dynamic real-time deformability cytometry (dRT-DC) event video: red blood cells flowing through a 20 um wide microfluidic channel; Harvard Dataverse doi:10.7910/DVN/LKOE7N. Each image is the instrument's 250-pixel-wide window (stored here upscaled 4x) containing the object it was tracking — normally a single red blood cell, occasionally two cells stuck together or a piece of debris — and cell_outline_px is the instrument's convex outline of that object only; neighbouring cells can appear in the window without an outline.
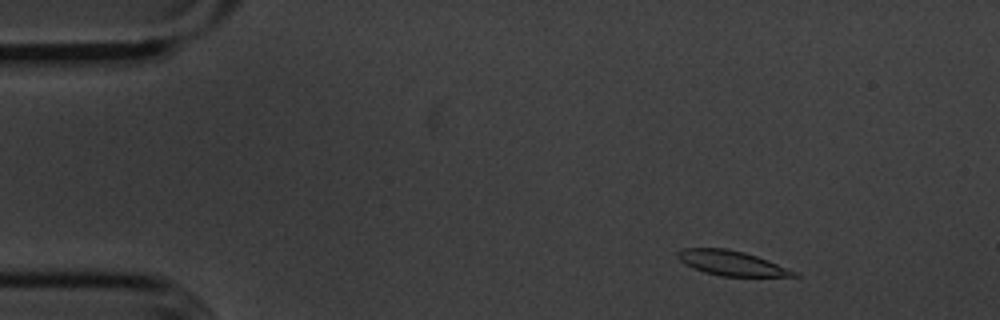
{"species": "common noctule bat (a hibernating species)", "species_latin": "Nyctalus noctula", "temperature_condition": "cold", "stored_images_in_passage": 53, "camera_frame_rate_fps": 3000, "um_per_image_px": 0.085, "animal": {"sex": "male", "body_mass_g": 20.1, "forearm_length_mm": 53.5}, "frame": {"image": 1, "passage_image": 5, "time_ms": 1.333, "image_size_px": [1000, 320], "cell_outline_px": [[800, 276], [720, 276], [704, 272], [692, 268], [684, 264], [676, 256], [676, 252], [684, 248], [724, 248], [744, 252], [768, 260], [796, 272]], "centroid_in_image_um": [62.11, 22.36], "position_along_channel_um": 22.9, "area_um2": 16.65}}
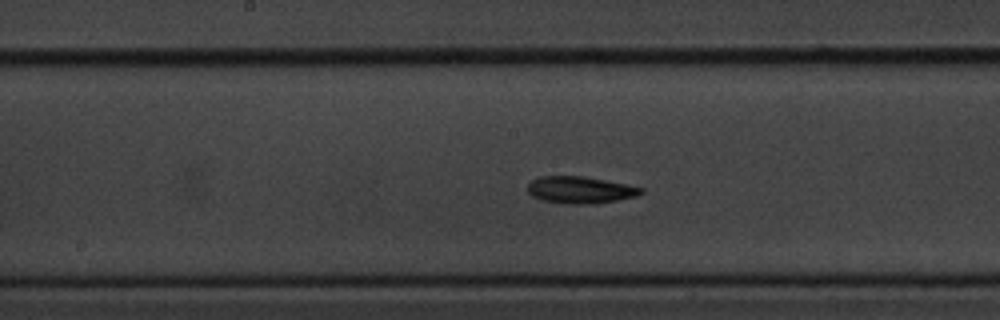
{"frame": {"image": 2, "passage_image": 26, "time_ms": 8.333, "image_size_px": [1000, 320], "cell_outline_px": [[644, 192], [636, 196], [616, 200], [588, 204], [564, 204], [540, 200], [532, 196], [528, 192], [528, 184], [532, 180], [540, 176], [584, 176], [644, 188]], "centroid_in_image_um": [49.28, 16.14], "position_along_channel_um": 198.9, "area_um2": 17.74}}
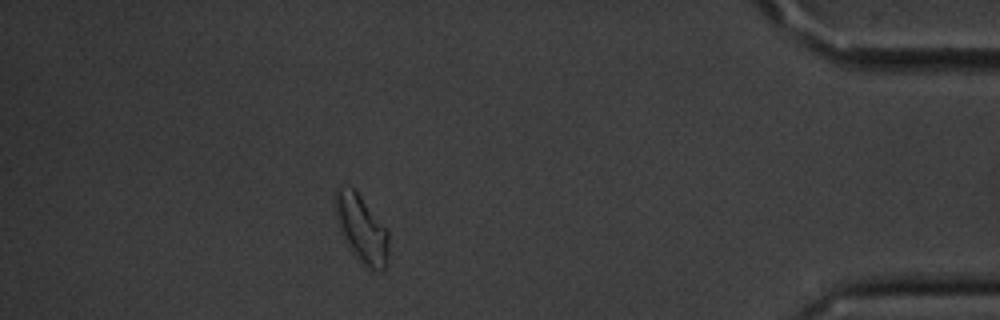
{"frame": {"image": 3, "passage_image": 47, "time_ms": 15.333, "image_size_px": [1000, 320], "cell_outline_px": [[388, 264], [380, 272], [368, 272], [364, 268], [352, 252], [340, 232], [332, 200], [336, 188], [340, 184], [348, 184], [360, 196], [388, 232]], "centroid_in_image_um": [30.69, 19.48], "position_along_channel_um": 404.5, "area_um2": 21.5}, "authors_computed_cell_mechanics": {"area_um2": 17.7446, "velocity_mm_per_s": 3.5825, "shape_relaxation_time_tau1_ms": 5.1893, "shape_relaxation_time_tau2_ms": null, "deformation_change_tau1": 0.1257, "deformation_change_tau2": null}}